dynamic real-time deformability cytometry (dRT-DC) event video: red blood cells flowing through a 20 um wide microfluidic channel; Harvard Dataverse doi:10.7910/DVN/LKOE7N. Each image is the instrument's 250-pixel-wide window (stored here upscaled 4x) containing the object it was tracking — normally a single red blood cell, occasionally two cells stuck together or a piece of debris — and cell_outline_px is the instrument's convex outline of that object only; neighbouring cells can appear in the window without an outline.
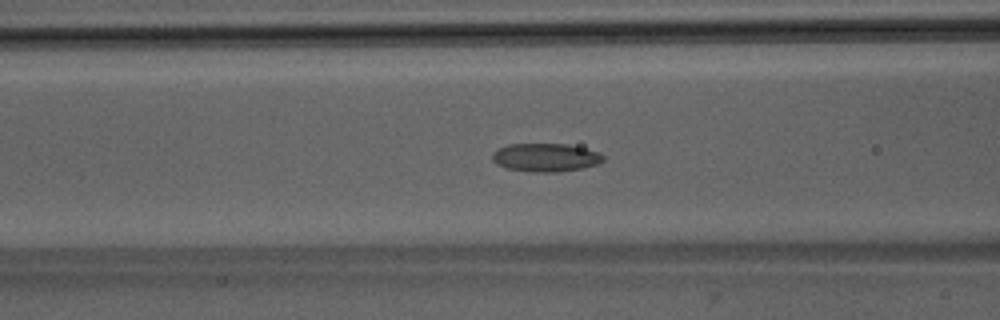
{"species": "Egyptian fruit bat (a non-hibernating species)", "species_latin": "Rousettus aegyptiacus", "temperature_condition": "room temperature", "stored_images_in_passage": 50, "camera_frame_rate_fps": 3000, "um_per_image_px": 0.085, "animal": {"sex": "male"}, "frame": {"image": 1, "passage_image": 20, "time_ms": 6.333, "image_size_px": [1000, 320], "cell_outline_px": [[604, 160], [596, 164], [584, 168], [560, 172], [532, 172], [504, 168], [496, 164], [492, 160], [492, 152], [508, 144], [568, 144], [600, 152], [604, 156]], "centroid_in_image_um": [46.37, 13.39], "position_along_channel_um": 120.2, "area_um2": 18.5}}
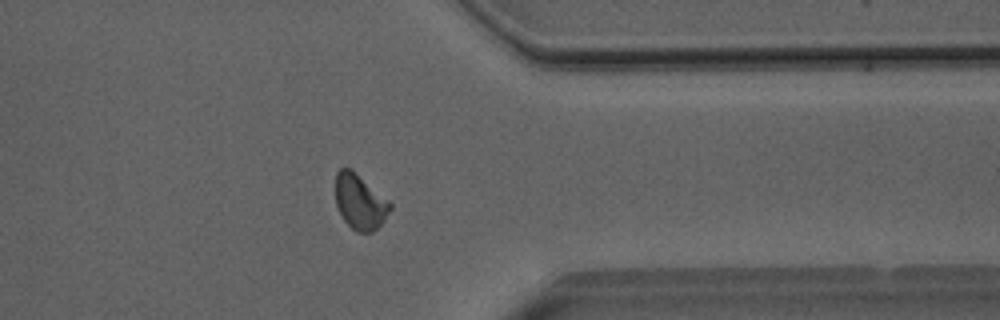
{"frame": {"image": 2, "passage_image": 40, "time_ms": 13.0, "image_size_px": [1000, 320], "cell_outline_px": [[392, 208], [384, 220], [372, 232], [356, 232], [344, 220], [336, 204], [336, 172], [340, 168], [352, 168], [388, 200], [392, 204]], "centroid_in_image_um": [30.59, 17.14], "position_along_channel_um": 380.8, "area_um2": 17.46}}
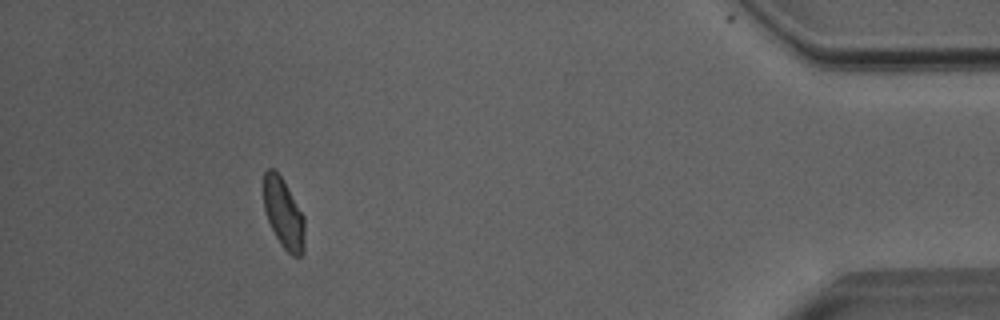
{"frame": {"image": 3, "passage_image": 46, "time_ms": 15.0, "image_size_px": [1000, 320], "cell_outline_px": [[304, 252], [300, 256], [292, 256], [280, 244], [268, 220], [264, 208], [264, 172], [268, 168], [272, 168], [280, 176], [304, 216]], "centroid_in_image_um": [24.11, 18.18], "position_along_channel_um": 411.1, "area_um2": 16.42}, "authors_computed_cell_mechanics": {"area_um2": 17.6868, "velocity_mm_per_s": 4.0252, "shape_relaxation_time_tau1_ms": null, "shape_relaxation_time_tau2_ms": 2.7027, "deformation_change_tau1": null, "deformation_change_tau2": 0.0821}}